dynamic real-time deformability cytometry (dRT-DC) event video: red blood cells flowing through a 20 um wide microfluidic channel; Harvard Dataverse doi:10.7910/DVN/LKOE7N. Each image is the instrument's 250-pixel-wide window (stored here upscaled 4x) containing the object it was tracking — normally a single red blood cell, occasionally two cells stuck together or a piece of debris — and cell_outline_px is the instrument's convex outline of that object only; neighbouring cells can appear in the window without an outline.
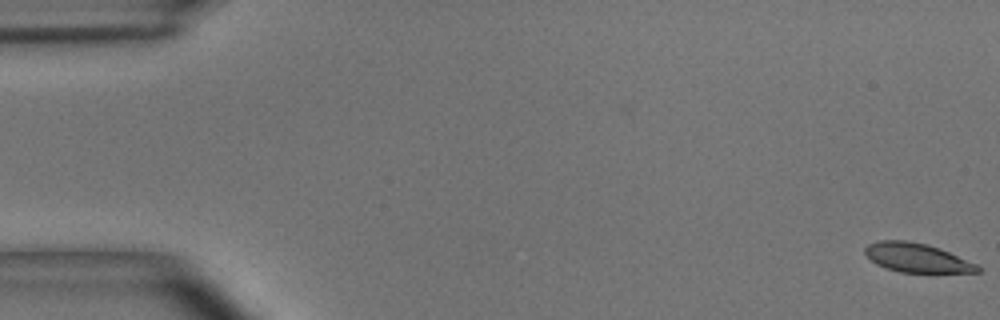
{"species": "common noctule bat (a hibernating species)", "species_latin": "Nyctalus noctula", "temperature_condition": "room temperature", "stored_images_in_passage": 55, "camera_frame_rate_fps": 3000, "um_per_image_px": 0.085, "animal": {"sex": "male", "body_mass_g": 15.6}, "frame": {"image": 1, "passage_image": 1, "time_ms": 0.0, "image_size_px": [1000, 320], "cell_outline_px": [[980, 272], [900, 272], [884, 268], [876, 264], [864, 252], [864, 248], [868, 244], [880, 240], [908, 240], [928, 244], [940, 248], [976, 264], [980, 268]], "centroid_in_image_um": [77.89, 21.9], "position_along_channel_um": 7.1, "area_um2": 18.96}}
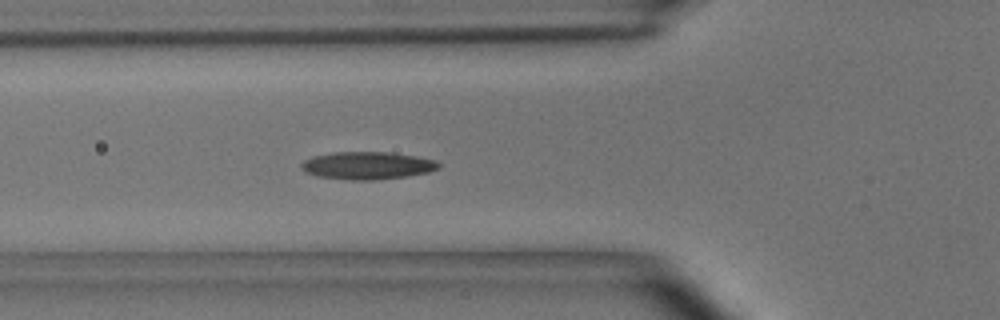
{"frame": {"image": 2, "passage_image": 20, "time_ms": 6.333, "image_size_px": [1000, 320], "cell_outline_px": [[440, 168], [428, 172], [408, 176], [376, 180], [348, 180], [316, 176], [304, 172], [300, 168], [300, 164], [304, 160], [312, 156], [332, 152], [392, 152], [416, 156], [436, 160], [440, 164]], "centroid_in_image_um": [31.2, 14.07], "position_along_channel_um": 94.6, "area_um2": 22.43}}
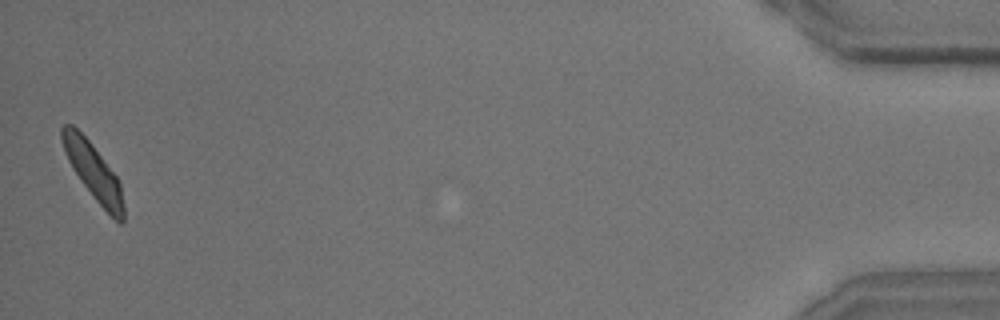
{"frame": {"image": 3, "passage_image": 55, "time_ms": 18.0, "image_size_px": [1000, 320], "cell_outline_px": [[124, 220], [120, 224], [96, 200], [72, 168], [64, 152], [60, 140], [60, 128], [64, 124], [72, 124], [92, 144], [116, 176], [120, 184], [124, 208]], "centroid_in_image_um": [7.9, 14.53], "position_along_channel_um": 427.3, "area_um2": 19.77}, "authors_computed_cell_mechanics": {"area_um2": 20.7502, "velocity_mm_per_s": 3.6283, "shape_relaxation_time_tau1_ms": 3.8659, "shape_relaxation_time_tau2_ms": 2.6353, "deformation_change_tau1": 0.1517, "deformation_change_tau2": 0.1003}}